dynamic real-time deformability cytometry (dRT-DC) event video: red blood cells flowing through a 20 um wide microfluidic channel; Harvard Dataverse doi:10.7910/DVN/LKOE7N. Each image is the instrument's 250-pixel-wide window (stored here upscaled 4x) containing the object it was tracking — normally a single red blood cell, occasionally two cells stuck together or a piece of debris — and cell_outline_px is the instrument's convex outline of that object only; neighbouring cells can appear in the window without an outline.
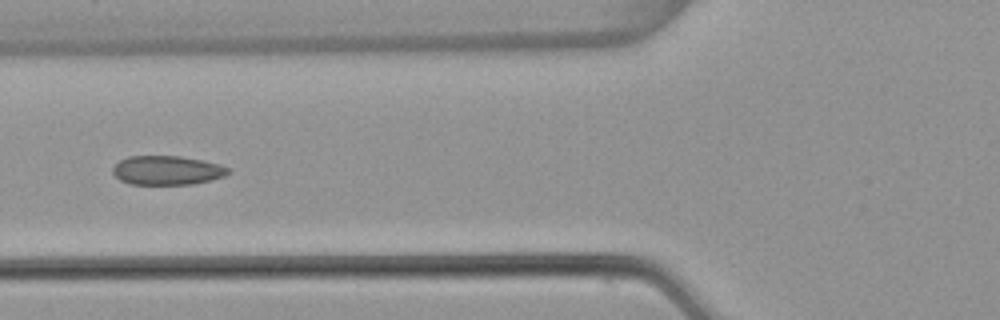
{"species": "common noctule bat (a hibernating species)", "species_latin": "Nyctalus noctula", "temperature_condition": "warm", "stored_images_in_passage": 6, "camera_frame_rate_fps": 3000, "um_per_image_px": 0.085, "animal": {"sex": "female", "body_mass_g": 22.7, "forearm_length_mm": 54.2}, "frame": {"image": 1, "passage_image": 6, "time_ms": 1.667, "image_size_px": [1000, 320], "cell_outline_px": [[232, 172], [224, 176], [192, 184], [132, 184], [120, 180], [112, 172], [112, 168], [120, 160], [128, 156], [180, 156], [204, 160], [220, 164], [228, 168]], "centroid_in_image_um": [14.21, 14.47], "position_along_channel_um": 111.6, "area_um2": 19.54}}